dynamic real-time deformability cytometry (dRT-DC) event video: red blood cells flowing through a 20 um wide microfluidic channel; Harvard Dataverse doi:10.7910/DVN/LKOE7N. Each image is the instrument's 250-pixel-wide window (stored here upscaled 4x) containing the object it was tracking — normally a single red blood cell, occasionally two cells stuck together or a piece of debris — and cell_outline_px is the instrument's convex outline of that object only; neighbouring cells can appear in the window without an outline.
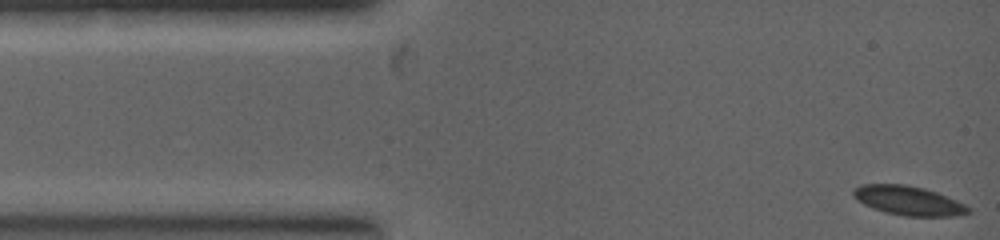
{"species": "common noctule bat (a hibernating species)", "species_latin": "Nyctalus noctula", "temperature_condition": "warm", "stored_images_in_passage": 39, "camera_frame_rate_fps": 5000, "um_per_image_px": 0.085, "animal": {"sex": "female", "body_mass_g": 19.0, "forearm_length_mm": 53.3}, "frame": {"image": 1, "passage_image": 1, "time_ms": 0.0, "image_size_px": [1000, 240], "cell_outline_px": [[972, 212], [956, 216], [904, 216], [884, 212], [872, 208], [864, 204], [852, 196], [852, 192], [860, 184], [904, 184], [924, 188], [936, 192], [956, 200], [972, 208]], "centroid_in_image_um": [77.23, 17.06], "position_along_channel_um": 7.8, "area_um2": 19.65}}
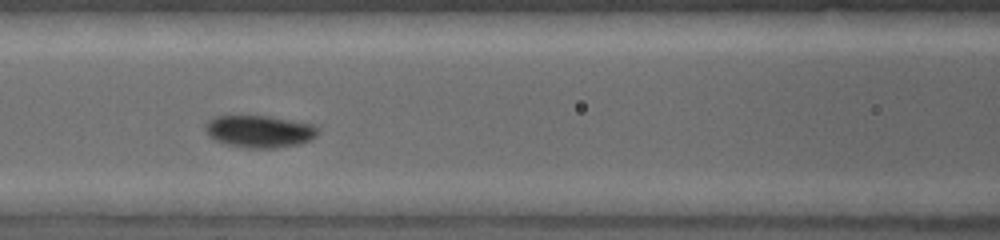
{"frame": {"image": 2, "passage_image": 17, "time_ms": 3.2, "image_size_px": [1000, 240], "cell_outline_px": [[320, 132], [312, 140], [300, 144], [276, 148], [248, 148], [224, 144], [208, 136], [204, 128], [204, 124], [212, 116], [272, 116], [312, 124], [320, 128]], "centroid_in_image_um": [22.06, 11.17], "position_along_channel_um": 144.5, "area_um2": 21.56}}
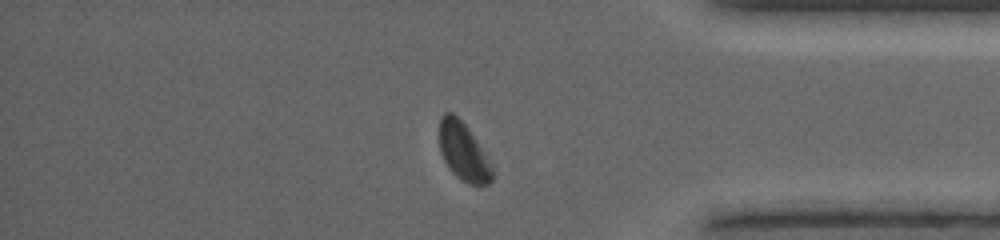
{"frame": {"image": 3, "passage_image": 35, "time_ms": 7.2, "image_size_px": [1000, 240], "cell_outline_px": [[492, 180], [488, 184], [468, 184], [456, 176], [448, 168], [440, 152], [440, 116], [444, 112], [452, 112], [468, 128], [492, 168]], "centroid_in_image_um": [39.34, 12.9], "position_along_channel_um": 395.9, "area_um2": 17.34}}